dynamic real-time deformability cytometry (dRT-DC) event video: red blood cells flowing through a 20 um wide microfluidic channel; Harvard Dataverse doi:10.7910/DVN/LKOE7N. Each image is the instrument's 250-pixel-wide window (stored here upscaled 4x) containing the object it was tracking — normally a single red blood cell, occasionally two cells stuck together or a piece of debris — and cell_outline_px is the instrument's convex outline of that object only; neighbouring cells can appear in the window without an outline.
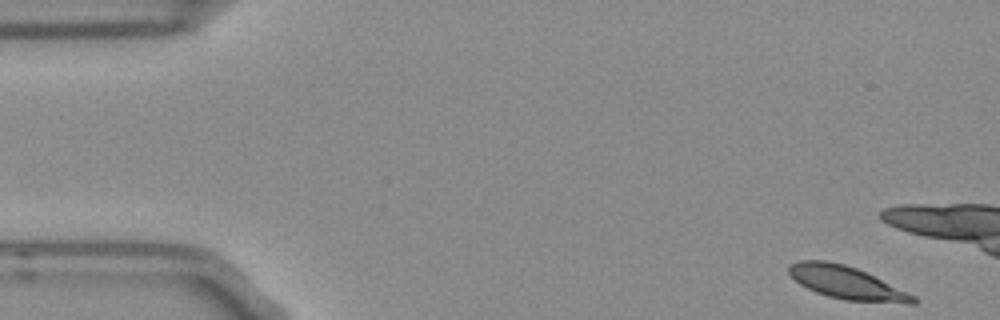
{"species": "Egyptian fruit bat (a non-hibernating species)", "species_latin": "Rousettus aegyptiacus", "temperature_condition": "room temperature", "stored_images_in_passage": 14, "camera_frame_rate_fps": 3000, "um_per_image_px": 0.085, "frame": {"image": 1, "passage_image": 1, "time_ms": 0.0, "image_size_px": [1000, 320], "cell_outline_px": [[916, 304], [908, 304], [844, 300], [828, 296], [816, 292], [800, 284], [788, 272], [788, 264], [800, 260], [828, 260], [844, 264], [856, 268], [916, 296]], "centroid_in_image_um": [71.95, 24.03], "position_along_channel_um": 13.0, "area_um2": 23.64}}